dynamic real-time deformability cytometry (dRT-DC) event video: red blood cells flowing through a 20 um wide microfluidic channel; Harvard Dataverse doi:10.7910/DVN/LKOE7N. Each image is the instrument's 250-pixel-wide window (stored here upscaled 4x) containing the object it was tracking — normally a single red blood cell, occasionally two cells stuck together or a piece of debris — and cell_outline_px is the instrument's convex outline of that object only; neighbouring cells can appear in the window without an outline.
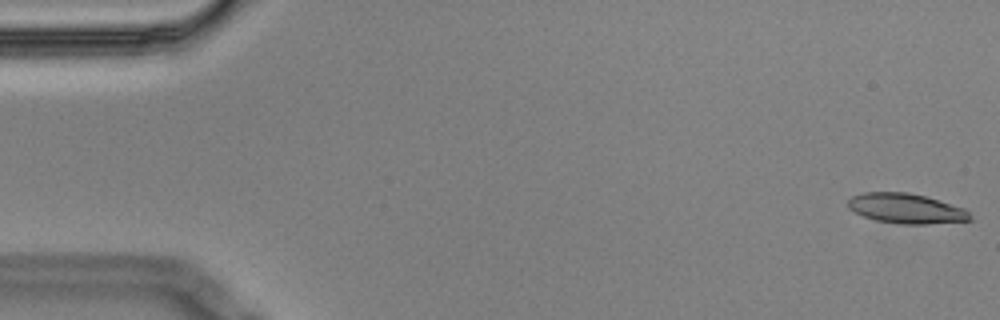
{"species": "Egyptian fruit bat (a non-hibernating species)", "species_latin": "Rousettus aegyptiacus", "temperature_condition": "cold", "stored_images_in_passage": 4, "camera_frame_rate_fps": 3000, "um_per_image_px": 0.085, "animal": {"sex": "male"}, "frame": {"image": 1, "passage_image": 1, "time_ms": 0.0, "image_size_px": [1000, 320], "cell_outline_px": [[972, 220], [924, 224], [900, 224], [876, 220], [864, 216], [848, 208], [848, 200], [852, 196], [864, 192], [908, 192], [924, 196], [964, 208], [972, 216]], "centroid_in_image_um": [77.01, 17.72], "position_along_channel_um": 8.0, "area_um2": 21.1}}